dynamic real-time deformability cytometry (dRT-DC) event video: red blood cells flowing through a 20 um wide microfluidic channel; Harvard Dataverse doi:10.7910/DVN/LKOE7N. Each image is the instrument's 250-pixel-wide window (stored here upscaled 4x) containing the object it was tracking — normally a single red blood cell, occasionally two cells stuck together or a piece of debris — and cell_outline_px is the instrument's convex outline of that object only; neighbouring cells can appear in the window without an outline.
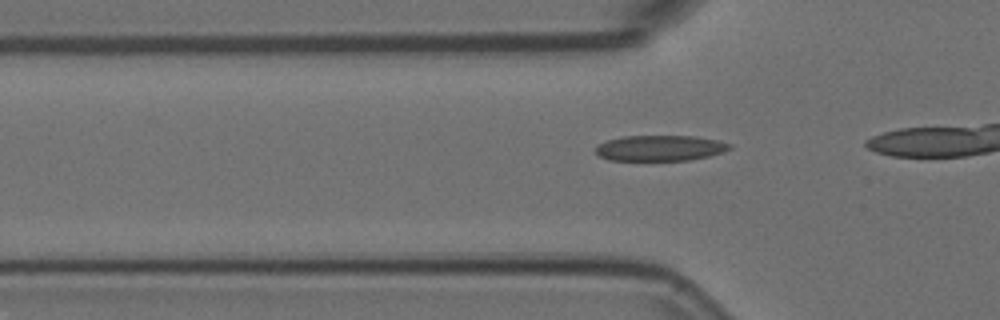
{"species": "Egyptian fruit bat (a non-hibernating species)", "species_latin": "Rousettus aegyptiacus", "temperature_condition": "room temperature", "stored_images_in_passage": 20, "camera_frame_rate_fps": 3000, "um_per_image_px": 0.085, "animal": {"sex": "female"}, "frame": {"image": 1, "passage_image": 10, "time_ms": 3.0, "image_size_px": [1000, 320], "cell_outline_px": [[732, 148], [724, 152], [708, 156], [688, 160], [608, 160], [600, 156], [596, 152], [596, 144], [608, 140], [624, 136], [696, 136], [716, 140], [732, 144]], "centroid_in_image_um": [56.11, 12.58], "position_along_channel_um": 69.7, "area_um2": 20.0}}
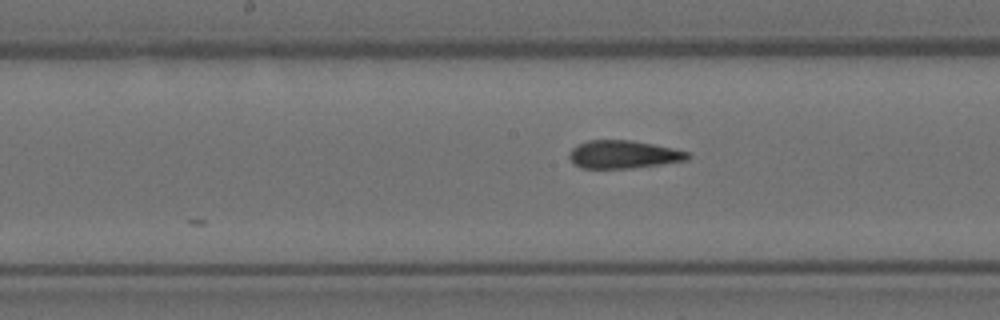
{"frame": {"image": 2, "passage_image": 20, "time_ms": 6.333, "image_size_px": [1000, 320], "cell_outline_px": [[692, 156], [688, 160], [632, 168], [580, 168], [568, 156], [572, 148], [588, 140], [632, 140], [692, 152]], "centroid_in_image_um": [53.04, 13.12], "position_along_channel_um": 195.2, "area_um2": 19.25}}